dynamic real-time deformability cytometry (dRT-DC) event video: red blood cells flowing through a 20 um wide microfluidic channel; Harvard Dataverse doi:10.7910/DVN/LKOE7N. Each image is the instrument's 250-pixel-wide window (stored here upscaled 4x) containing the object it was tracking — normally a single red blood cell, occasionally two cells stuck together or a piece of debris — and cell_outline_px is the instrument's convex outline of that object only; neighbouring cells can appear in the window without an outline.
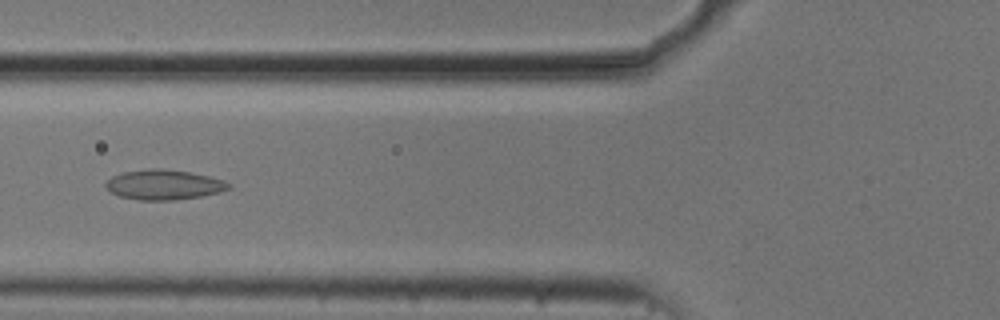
{"species": "common noctule bat (a hibernating species)", "species_latin": "Nyctalus noctula", "temperature_condition": "cold", "stored_images_in_passage": 42, "camera_frame_rate_fps": 3000, "um_per_image_px": 0.085, "animal": {"sex": "male", "body_mass_g": 20.5, "forearm_length_mm": 52.5}, "frame": {"image": 1, "passage_image": 9, "time_ms": 2.667, "image_size_px": [1000, 320], "cell_outline_px": [[232, 188], [220, 192], [200, 196], [172, 200], [140, 200], [120, 196], [112, 192], [104, 184], [112, 176], [124, 172], [152, 168], [160, 168], [188, 172], [208, 176], [224, 180], [232, 184]], "centroid_in_image_um": [13.96, 15.7], "position_along_channel_um": 111.8, "area_um2": 21.27}}
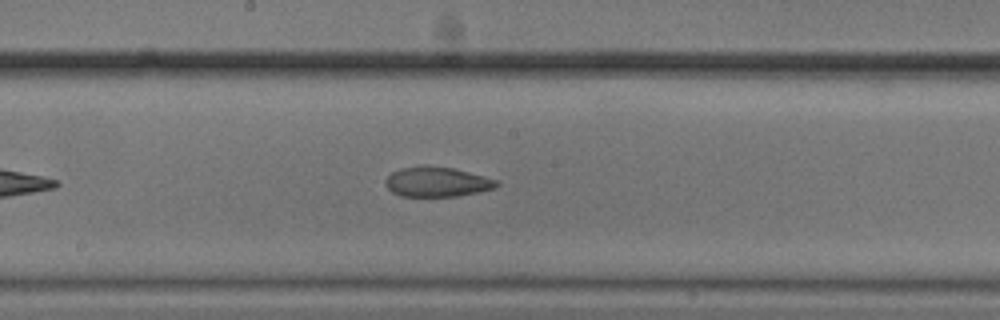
{"frame": {"image": 2, "passage_image": 17, "time_ms": 5.333, "image_size_px": [1000, 320], "cell_outline_px": [[500, 184], [496, 188], [480, 192], [456, 196], [400, 196], [392, 192], [388, 188], [384, 180], [392, 172], [400, 168], [424, 164], [452, 168], [500, 180]], "centroid_in_image_um": [37.16, 15.45], "position_along_channel_um": 211.0, "area_um2": 19.59}}
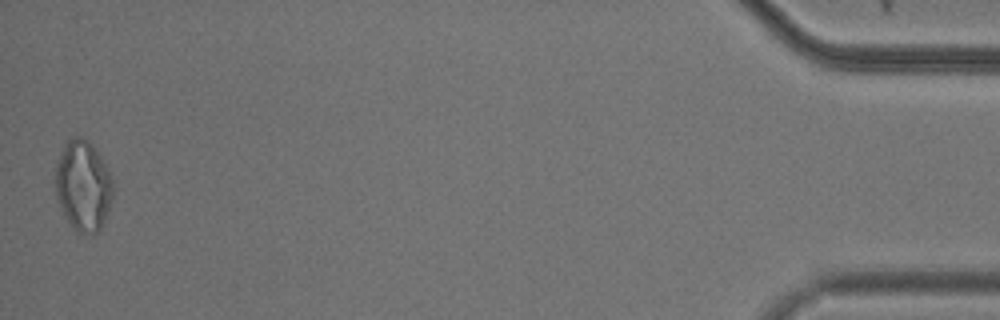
{"frame": {"image": 3, "passage_image": 42, "time_ms": 13.667, "image_size_px": [1000, 320], "cell_outline_px": [[112, 200], [108, 212], [100, 228], [92, 236], [76, 232], [68, 220], [56, 196], [56, 164], [60, 152], [64, 144], [68, 140], [76, 136], [84, 136], [92, 144], [100, 156], [112, 176]], "centroid_in_image_um": [7.08, 15.77], "position_along_channel_um": 428.1, "area_um2": 30.29}, "authors_computed_cell_mechanics": {"area_um2": 20.8947, "velocity_mm_per_s": 3.6998, "shape_relaxation_time_tau1_ms": null, "shape_relaxation_time_tau2_ms": 2.041, "deformation_change_tau1": null, "deformation_change_tau2": 0.0726}}